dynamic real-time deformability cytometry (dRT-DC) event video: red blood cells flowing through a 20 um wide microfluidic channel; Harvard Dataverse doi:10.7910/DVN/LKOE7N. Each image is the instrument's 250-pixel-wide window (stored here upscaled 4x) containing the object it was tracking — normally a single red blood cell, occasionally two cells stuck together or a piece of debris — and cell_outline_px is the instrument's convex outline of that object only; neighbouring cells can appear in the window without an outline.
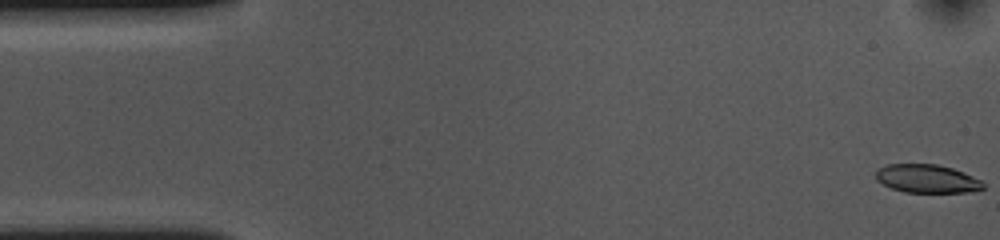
{"species": "common noctule bat (a hibernating species)", "species_latin": "Nyctalus noctula", "temperature_condition": "cold", "stored_images_in_passage": 54, "camera_frame_rate_fps": 3000, "um_per_image_px": 0.085, "animal": {"sex": "female", "body_mass_g": 10.0, "forearm_length_mm": 53.1}, "frame": {"image": 1, "passage_image": 1, "time_ms": 0.0, "image_size_px": [1000, 240], "cell_outline_px": [[984, 188], [964, 192], [904, 192], [892, 188], [876, 180], [876, 168], [888, 164], [936, 164], [952, 168], [972, 176], [980, 180], [984, 184]], "centroid_in_image_um": [78.75, 15.18], "position_along_channel_um": 6.3, "area_um2": 17.57}}
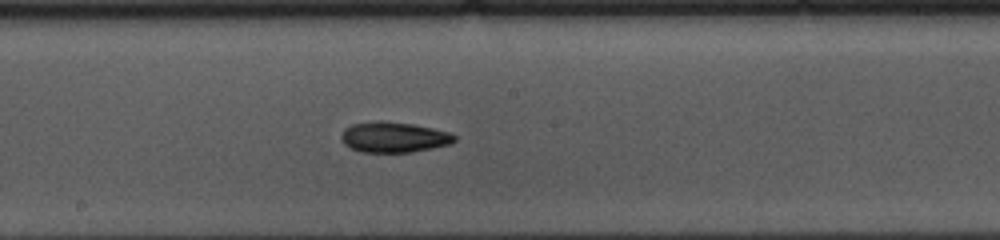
{"frame": {"image": 2, "passage_image": 28, "time_ms": 9.0, "image_size_px": [1000, 240], "cell_outline_px": [[456, 140], [452, 144], [412, 152], [360, 152], [344, 144], [340, 140], [340, 136], [344, 128], [352, 124], [376, 120], [384, 120], [412, 124], [452, 132], [456, 136]], "centroid_in_image_um": [33.48, 11.65], "position_along_channel_um": 214.7, "area_um2": 20.46}}
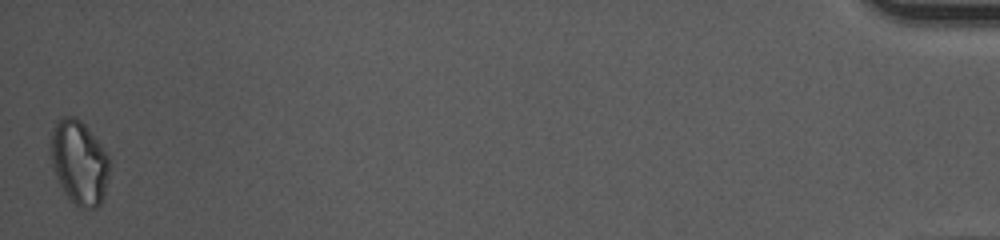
{"frame": {"image": 3, "passage_image": 54, "time_ms": 17.667, "image_size_px": [1000, 240], "cell_outline_px": [[112, 164], [104, 196], [100, 204], [96, 208], [80, 208], [64, 192], [52, 168], [48, 152], [52, 132], [56, 120], [64, 116], [72, 116], [80, 120], [84, 124], [100, 144], [108, 156]], "centroid_in_image_um": [6.72, 13.8], "position_along_channel_um": 428.5, "area_um2": 29.13}, "authors_computed_cell_mechanics": {"area_um2": 19.8543, "velocity_mm_per_s": 3.6237, "shape_relaxation_time_tau1_ms": 4.4495, "shape_relaxation_time_tau2_ms": 5.128, "deformation_change_tau1": 0.1289, "deformation_change_tau2": 0.1064}}